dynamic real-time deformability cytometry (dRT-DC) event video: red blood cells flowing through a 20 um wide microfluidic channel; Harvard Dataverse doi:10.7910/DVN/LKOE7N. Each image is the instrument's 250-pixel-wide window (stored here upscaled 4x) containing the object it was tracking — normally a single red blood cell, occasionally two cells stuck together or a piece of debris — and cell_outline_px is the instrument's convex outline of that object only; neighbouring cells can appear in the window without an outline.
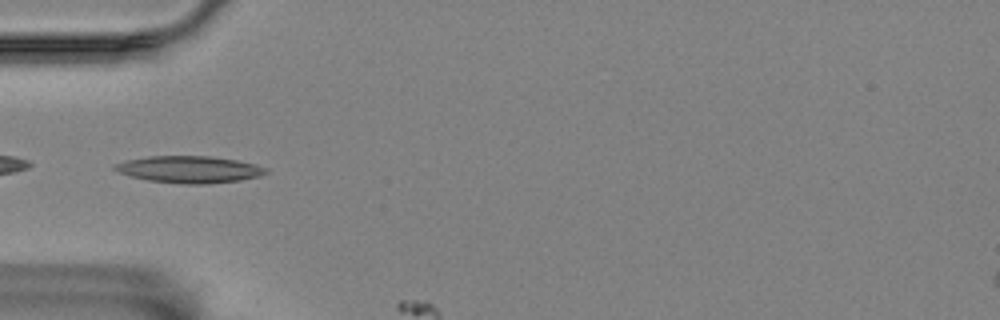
{"species": "Egyptian fruit bat (a non-hibernating species)", "species_latin": "Rousettus aegyptiacus", "temperature_condition": "room temperature", "stored_images_in_passage": 2, "camera_frame_rate_fps": 3000, "um_per_image_px": 0.085, "animal": {"sex": "female"}, "frame": {"image": 1, "passage_image": 1, "time_ms": 0.0, "image_size_px": [1000, 320], "cell_outline_px": [[268, 172], [260, 176], [240, 180], [208, 184], [184, 184], [148, 180], [132, 176], [120, 172], [112, 168], [116, 164], [128, 160], [148, 156], [212, 156], [236, 160], [256, 164], [268, 168]], "centroid_in_image_um": [16.15, 14.4], "position_along_channel_um": 68.8, "area_um2": 23.58}}